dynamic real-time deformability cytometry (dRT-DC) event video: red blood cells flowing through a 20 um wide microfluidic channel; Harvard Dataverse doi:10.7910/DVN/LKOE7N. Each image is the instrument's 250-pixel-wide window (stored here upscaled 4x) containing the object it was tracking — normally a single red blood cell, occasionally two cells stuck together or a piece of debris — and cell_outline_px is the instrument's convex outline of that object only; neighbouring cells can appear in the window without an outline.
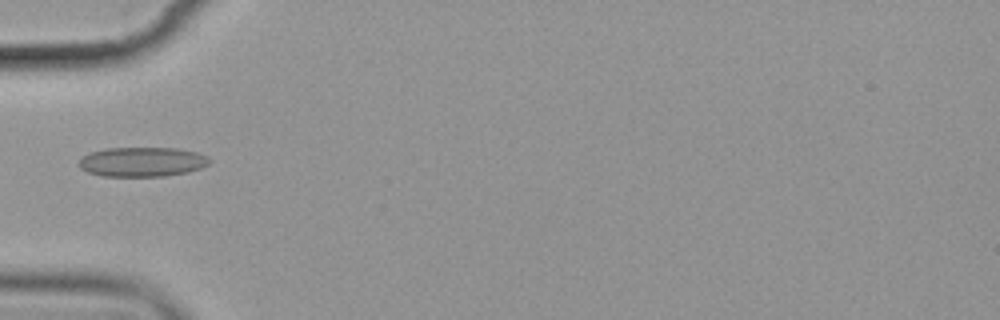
{"species": "common noctule bat (a hibernating species)", "species_latin": "Nyctalus noctula", "temperature_condition": "cold", "stored_images_in_passage": 3, "camera_frame_rate_fps": 3000, "um_per_image_px": 0.085, "animal": {"sex": "female", "body_mass_g": 19.9}, "frame": {"image": 1, "passage_image": 3, "time_ms": 2.333, "image_size_px": [1000, 320], "cell_outline_px": [[212, 160], [208, 164], [200, 168], [188, 172], [164, 176], [104, 176], [88, 172], [80, 168], [80, 160], [84, 156], [92, 152], [104, 148], [176, 148], [196, 152], [208, 156]], "centroid_in_image_um": [12.12, 13.75], "position_along_channel_um": 72.9, "area_um2": 22.37}}